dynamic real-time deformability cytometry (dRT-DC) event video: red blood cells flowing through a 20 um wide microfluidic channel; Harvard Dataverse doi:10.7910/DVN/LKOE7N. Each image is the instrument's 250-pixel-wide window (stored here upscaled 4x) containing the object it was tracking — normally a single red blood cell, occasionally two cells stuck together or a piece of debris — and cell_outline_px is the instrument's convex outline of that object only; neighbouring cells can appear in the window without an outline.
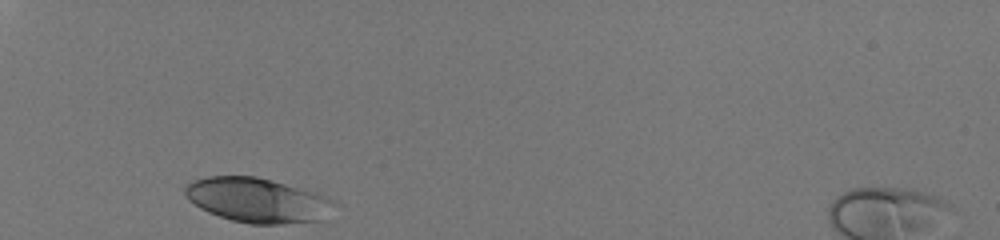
{"species": "human", "species_latin": "Homo sapiens", "temperature_condition": "room temperature", "stored_images_in_passage": 28, "camera_frame_rate_fps": 3000, "um_per_image_px": 0.085, "donor": {"sex": "male"}, "frame": {"image": 1, "passage_image": 1, "time_ms": 0.0, "image_size_px": [1000, 240], "cell_outline_px": [[332, 200], [320, 220], [280, 224], [252, 224], [232, 220], [208, 212], [200, 208], [188, 200], [184, 196], [184, 188], [188, 184], [196, 180], [208, 176], [256, 176], [316, 192], [328, 196]], "centroid_in_image_um": [21.78, 17.0], "position_along_channel_um": 63.2, "area_um2": 38.09}}
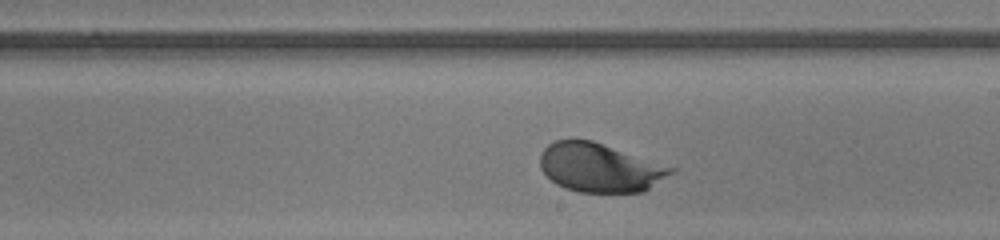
{"frame": {"image": 2, "passage_image": 16, "time_ms": 5.0, "image_size_px": [1000, 240], "cell_outline_px": [[676, 168], [672, 172], [644, 192], [580, 192], [564, 188], [556, 184], [540, 168], [540, 152], [548, 144], [556, 140], [572, 136], [592, 140]], "centroid_in_image_um": [50.92, 14.21], "position_along_channel_um": 238.1, "area_um2": 37.45}}
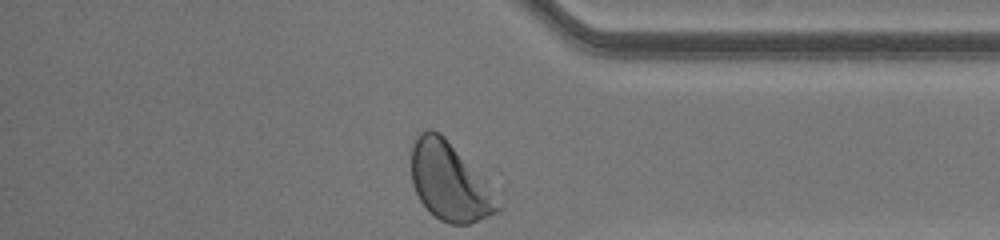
{"frame": {"image": 3, "passage_image": 28, "time_ms": 9.0, "image_size_px": [1000, 240], "cell_outline_px": [[500, 208], [496, 212], [468, 224], [448, 224], [440, 220], [420, 200], [412, 184], [412, 144], [416, 136], [420, 132], [428, 128], [432, 128], [440, 132], [444, 136]], "centroid_in_image_um": [38.04, 15.43], "position_along_channel_um": 397.2, "area_um2": 36.7}, "authors_computed_cell_mechanics": {"area_um2": 37.1654, "velocity_mm_per_s": 4.0589, "shape_relaxation_time_tau1_ms": 1.6956, "shape_relaxation_time_tau2_ms": null, "deformation_change_tau1": 0.1305, "deformation_change_tau2": null}}